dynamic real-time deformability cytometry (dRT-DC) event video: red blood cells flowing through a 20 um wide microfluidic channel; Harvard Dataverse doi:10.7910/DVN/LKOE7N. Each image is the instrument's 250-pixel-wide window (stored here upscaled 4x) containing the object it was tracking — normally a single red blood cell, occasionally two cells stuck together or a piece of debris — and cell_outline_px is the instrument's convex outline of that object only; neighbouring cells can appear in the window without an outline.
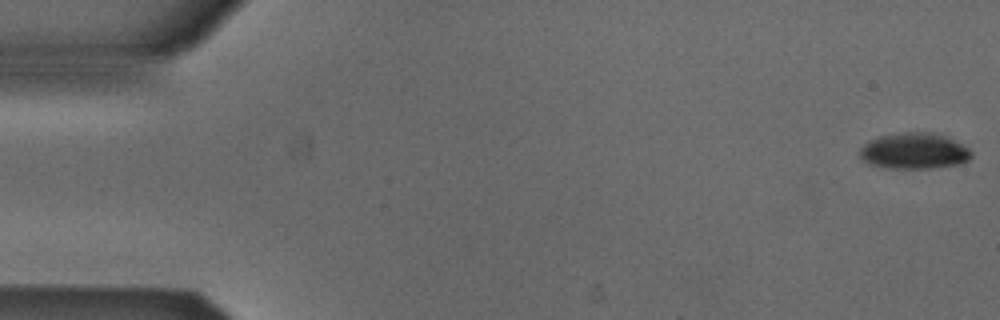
{"species": "Egyptian fruit bat (a non-hibernating species)", "species_latin": "Rousettus aegyptiacus", "temperature_condition": "cold", "stored_images_in_passage": 51, "camera_frame_rate_fps": 3000, "um_per_image_px": 0.085, "animal": {"sex": "male"}, "frame": {"image": 1, "passage_image": 1, "time_ms": 0.0, "image_size_px": [1000, 320], "cell_outline_px": [[972, 156], [968, 160], [960, 164], [928, 168], [892, 168], [868, 164], [860, 160], [860, 148], [868, 140], [880, 136], [904, 132], [932, 132], [948, 136], [968, 148], [972, 152]], "centroid_in_image_um": [77.7, 12.82], "position_along_channel_um": 7.3, "area_um2": 23.58}}
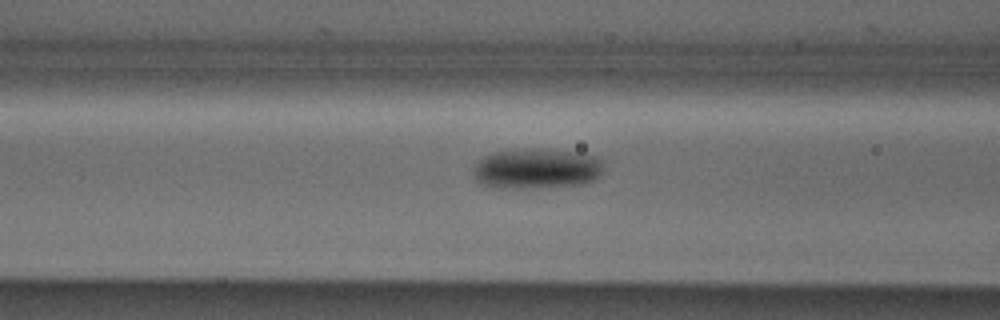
{"frame": {"image": 2, "passage_image": 21, "time_ms": 6.667, "image_size_px": [1000, 320], "cell_outline_px": [[600, 176], [584, 184], [536, 188], [496, 188], [480, 184], [476, 180], [472, 168], [484, 156], [492, 152], [520, 148], [540, 148], [584, 152], [596, 156], [600, 160]], "centroid_in_image_um": [45.58, 14.32], "position_along_channel_um": 121.0, "area_um2": 31.15}}
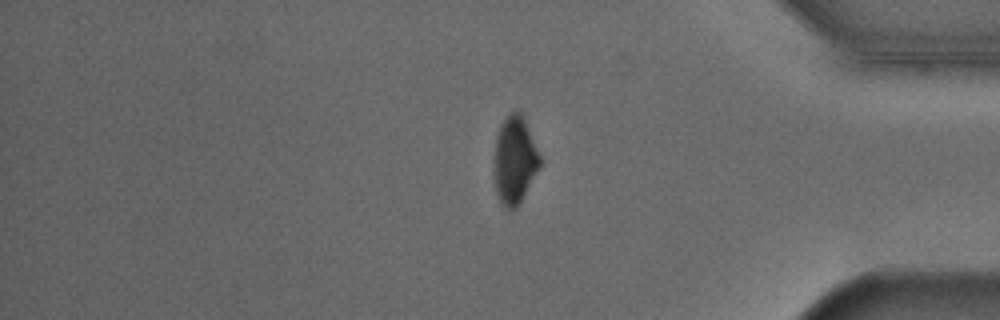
{"frame": {"image": 3, "passage_image": 44, "time_ms": 14.333, "image_size_px": [1000, 320], "cell_outline_px": [[540, 168], [516, 208], [508, 212], [500, 204], [496, 192], [496, 136], [500, 124], [508, 112], [516, 112], [524, 120], [540, 156]], "centroid_in_image_um": [43.75, 13.67], "position_along_channel_um": 391.5, "area_um2": 22.77}}